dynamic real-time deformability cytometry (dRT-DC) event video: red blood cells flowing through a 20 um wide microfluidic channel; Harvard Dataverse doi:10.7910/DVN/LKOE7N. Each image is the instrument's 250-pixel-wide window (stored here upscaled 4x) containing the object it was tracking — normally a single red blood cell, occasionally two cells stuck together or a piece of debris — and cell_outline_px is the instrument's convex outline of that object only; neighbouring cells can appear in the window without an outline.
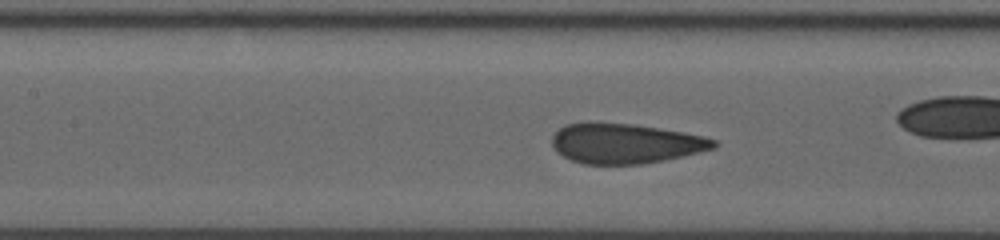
{"species": "human", "species_latin": "Homo sapiens", "temperature_condition": "room temperature", "stored_images_in_passage": 24, "camera_frame_rate_fps": 3000, "um_per_image_px": 0.085, "donor": {"sex": "male"}, "frame": {"image": 1, "passage_image": 20, "time_ms": 6.0, "image_size_px": [1000, 240], "cell_outline_px": [[720, 144], [716, 148], [664, 160], [644, 164], [584, 164], [572, 160], [556, 152], [552, 144], [552, 136], [564, 124], [584, 120], [592, 120], [636, 124], [704, 136], [716, 140]], "centroid_in_image_um": [53.12, 12.16], "position_along_channel_um": 154.3, "area_um2": 38.38}}